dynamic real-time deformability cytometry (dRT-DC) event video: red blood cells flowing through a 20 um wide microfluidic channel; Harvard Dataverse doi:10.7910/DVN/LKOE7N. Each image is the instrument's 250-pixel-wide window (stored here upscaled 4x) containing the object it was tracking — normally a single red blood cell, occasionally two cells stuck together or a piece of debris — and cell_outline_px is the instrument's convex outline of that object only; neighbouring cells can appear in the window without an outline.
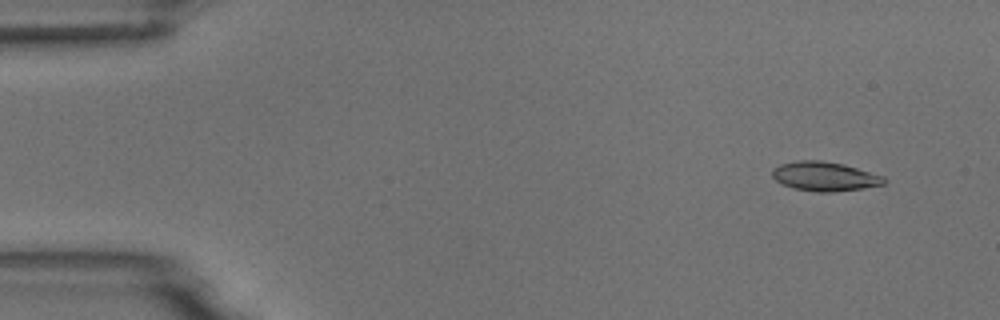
{"species": "common noctule bat (a hibernating species)", "species_latin": "Nyctalus noctula", "temperature_condition": "room temperature", "stored_images_in_passage": 5, "camera_frame_rate_fps": 3000, "um_per_image_px": 0.085, "animal": {"sex": "male", "body_mass_g": 18.8}, "frame": {"image": 1, "passage_image": 2, "time_ms": 1.0, "image_size_px": [1000, 320], "cell_outline_px": [[888, 180], [884, 184], [864, 188], [832, 192], [816, 192], [792, 188], [776, 180], [772, 176], [772, 168], [780, 164], [796, 160], [820, 160], [844, 164], [884, 176]], "centroid_in_image_um": [70.1, 14.99], "position_along_channel_um": 14.9, "area_um2": 19.19}}
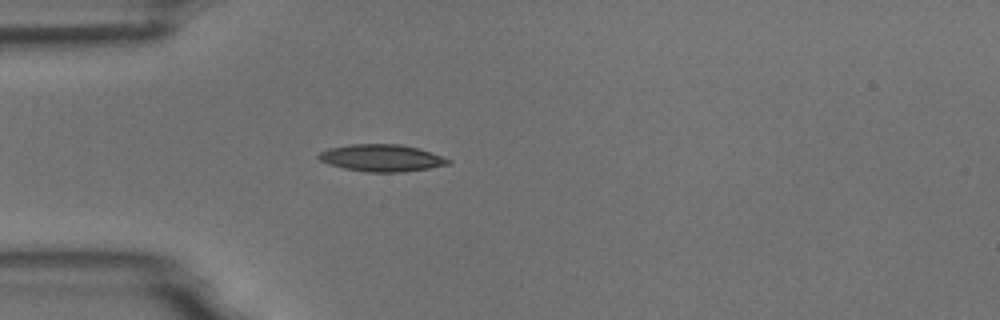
{"frame": {"image": 2, "passage_image": 5, "time_ms": 4.667, "image_size_px": [1000, 320], "cell_outline_px": [[452, 164], [404, 172], [368, 172], [344, 168], [328, 164], [320, 160], [316, 156], [320, 152], [328, 148], [352, 144], [400, 144], [416, 148], [452, 160]], "centroid_in_image_um": [32.41, 13.43], "position_along_channel_um": 52.6, "area_um2": 20.29}}